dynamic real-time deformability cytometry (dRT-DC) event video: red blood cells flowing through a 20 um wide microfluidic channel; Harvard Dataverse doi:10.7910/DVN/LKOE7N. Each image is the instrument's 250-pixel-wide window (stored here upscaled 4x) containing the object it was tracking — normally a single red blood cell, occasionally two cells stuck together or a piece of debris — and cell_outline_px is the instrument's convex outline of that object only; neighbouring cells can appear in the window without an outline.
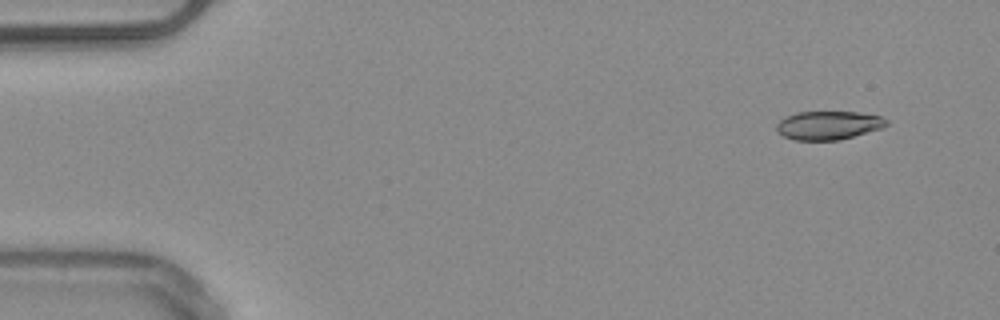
{"species": "common noctule bat (a hibernating species)", "species_latin": "Nyctalus noctula", "temperature_condition": "warm", "stored_images_in_passage": 5, "segment_of_instrument_passage": [2, 2], "camera_frame_rate_fps": 3000, "um_per_image_px": 0.085, "animal": {"sex": "male", "body_mass_g": 20.4}, "frame": {"image": 1, "passage_image": 5, "time_ms": 5.667, "image_size_px": [1000, 320], "cell_outline_px": [[888, 124], [880, 128], [840, 140], [792, 140], [776, 132], [776, 124], [784, 116], [796, 112], [860, 112], [880, 116], [888, 120]], "centroid_in_image_um": [70.36, 10.64], "position_along_channel_um": 14.6, "area_um2": 18.38}}